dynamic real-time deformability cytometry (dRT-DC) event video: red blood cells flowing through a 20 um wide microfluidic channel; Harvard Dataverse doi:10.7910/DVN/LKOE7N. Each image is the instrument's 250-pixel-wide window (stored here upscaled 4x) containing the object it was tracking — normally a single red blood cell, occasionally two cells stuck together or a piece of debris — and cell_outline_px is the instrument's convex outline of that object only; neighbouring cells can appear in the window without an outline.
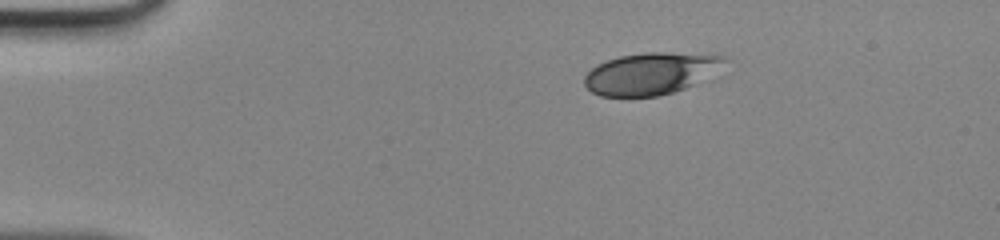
{"species": "human", "species_latin": "Homo sapiens", "temperature_condition": "room temperature", "stored_images_in_passage": 40, "camera_frame_rate_fps": 3000, "um_per_image_px": 0.085, "donor": {"sex": "male"}, "frame": {"image": 1, "passage_image": 1, "time_ms": 0.0, "image_size_px": [1000, 240], "cell_outline_px": [[732, 60], [696, 84], [660, 96], [600, 96], [592, 92], [584, 84], [584, 76], [596, 64], [620, 56], [644, 52], [668, 52], [724, 56]], "centroid_in_image_um": [55.33, 6.24], "position_along_channel_um": 29.7, "area_um2": 34.22}}
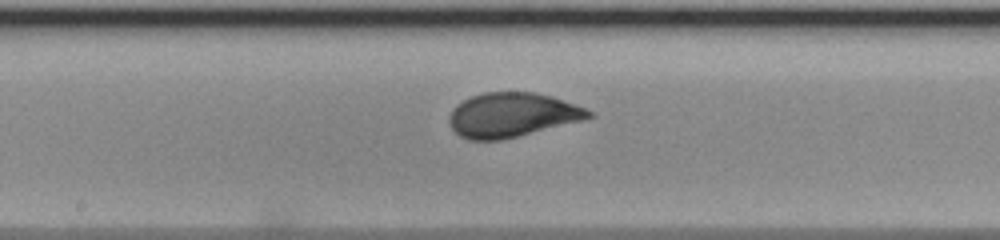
{"frame": {"image": 2, "passage_image": 18, "time_ms": 5.667, "image_size_px": [1000, 240], "cell_outline_px": [[596, 116], [584, 120], [504, 140], [468, 140], [460, 136], [448, 124], [448, 116], [452, 108], [456, 104], [472, 96], [484, 92], [532, 92], [552, 96], [584, 108], [592, 112]], "centroid_in_image_um": [43.5, 9.78], "position_along_channel_um": 204.7, "area_um2": 36.3}}
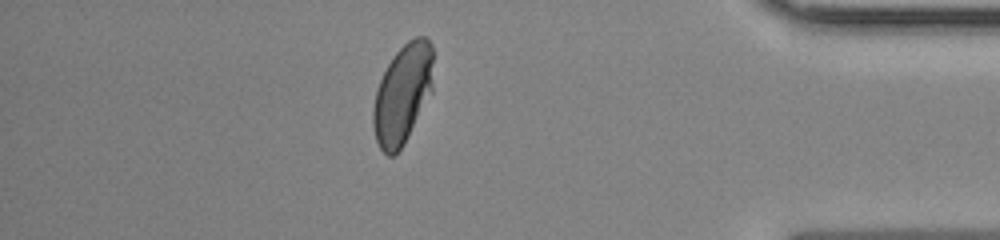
{"frame": {"image": 3, "passage_image": 34, "time_ms": 11.0, "image_size_px": [1000, 240], "cell_outline_px": [[432, 92], [404, 144], [392, 156], [388, 156], [380, 148], [376, 140], [372, 124], [372, 108], [376, 88], [392, 56], [408, 40], [416, 36], [424, 36], [432, 44]], "centroid_in_image_um": [34.2, 7.99], "position_along_channel_um": 401.0, "area_um2": 34.85}}